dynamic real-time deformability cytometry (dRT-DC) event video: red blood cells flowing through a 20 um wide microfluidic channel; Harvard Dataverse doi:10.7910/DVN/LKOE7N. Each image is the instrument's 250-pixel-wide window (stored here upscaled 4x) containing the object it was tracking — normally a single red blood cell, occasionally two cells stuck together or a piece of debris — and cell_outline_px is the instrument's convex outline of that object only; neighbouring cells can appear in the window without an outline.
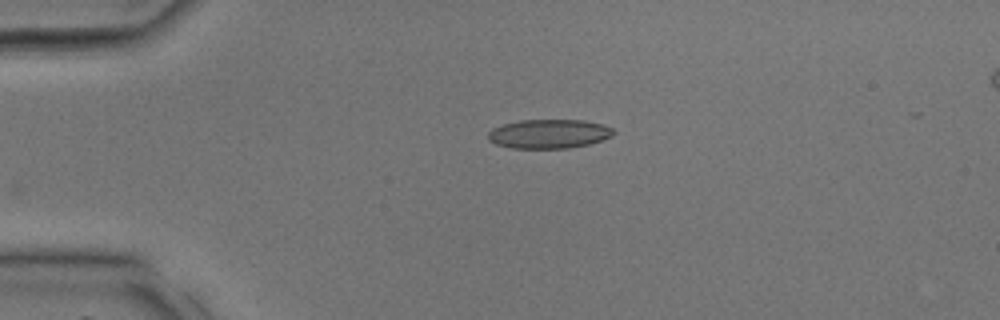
{"species": "common noctule bat (a hibernating species)", "species_latin": "Nyctalus noctula", "temperature_condition": "room temperature", "stored_images_in_passage": 28, "camera_frame_rate_fps": 3000, "um_per_image_px": 0.085, "animal": {"sex": "male", "body_mass_g": 17.9, "forearm_length_mm": 54.2}, "frame": {"image": 1, "passage_image": 1, "time_ms": 0.0, "image_size_px": [1000, 320], "cell_outline_px": [[616, 132], [612, 136], [588, 144], [568, 148], [512, 148], [496, 144], [488, 140], [488, 132], [492, 128], [504, 124], [520, 120], [584, 120], [604, 124], [612, 128]], "centroid_in_image_um": [46.66, 11.37], "position_along_channel_um": 38.3, "area_um2": 21.27}}
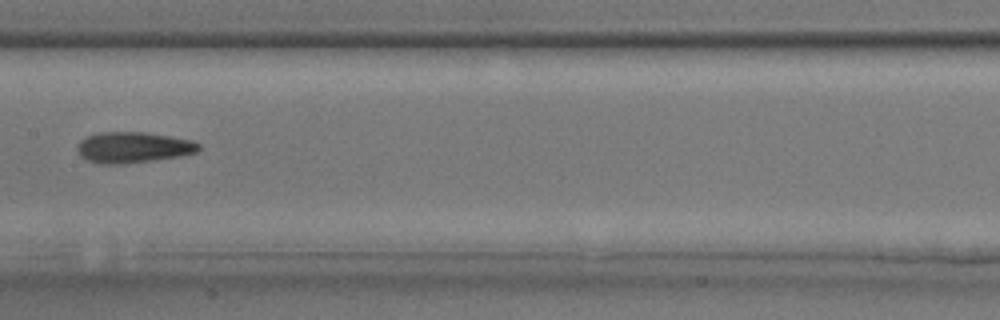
{"frame": {"image": 2, "passage_image": 11, "time_ms": 3.333, "image_size_px": [1000, 320], "cell_outline_px": [[200, 148], [196, 152], [180, 156], [152, 160], [120, 164], [100, 164], [88, 160], [80, 156], [76, 148], [80, 140], [88, 136], [100, 132], [144, 132], [192, 140], [200, 144]], "centroid_in_image_um": [11.3, 12.53], "position_along_channel_um": 196.1, "area_um2": 21.73}}
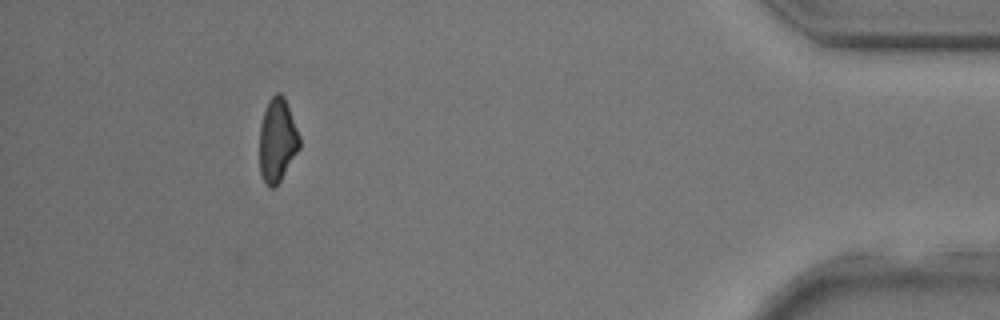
{"frame": {"image": 3, "passage_image": 25, "time_ms": 8.0, "image_size_px": [1000, 320], "cell_outline_px": [[300, 148], [280, 180], [272, 188], [268, 188], [264, 184], [260, 172], [260, 124], [268, 100], [276, 92], [280, 92], [284, 96], [300, 136]], "centroid_in_image_um": [23.57, 11.92], "position_along_channel_um": 411.6, "area_um2": 19.48}}